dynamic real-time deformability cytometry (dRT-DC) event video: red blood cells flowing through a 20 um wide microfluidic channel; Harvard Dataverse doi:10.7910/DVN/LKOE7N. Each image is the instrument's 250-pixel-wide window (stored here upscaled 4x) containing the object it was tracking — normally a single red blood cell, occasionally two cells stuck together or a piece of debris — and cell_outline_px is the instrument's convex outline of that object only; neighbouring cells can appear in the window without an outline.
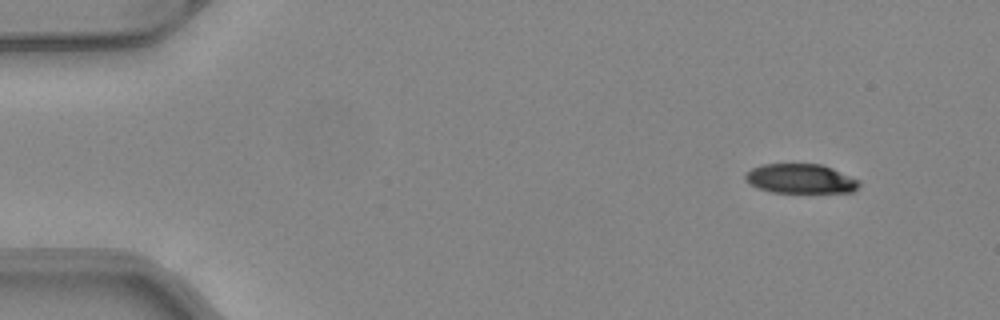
{"species": "common noctule bat (a hibernating species)", "species_latin": "Nyctalus noctula", "temperature_condition": "warm", "stored_images_in_passage": 46, "camera_frame_rate_fps": 3000, "um_per_image_px": 0.085, "animal": {"sex": "female", "body_mass_g": 24.6, "forearm_length_mm": 56.2}, "frame": {"image": 1, "passage_image": 1, "time_ms": 0.0, "image_size_px": [1000, 320], "cell_outline_px": [[860, 184], [852, 192], [772, 192], [756, 188], [748, 184], [744, 180], [744, 172], [752, 168], [764, 164], [820, 164], [832, 168], [860, 180]], "centroid_in_image_um": [67.99, 15.19], "position_along_channel_um": 17.0, "area_um2": 19.65}}
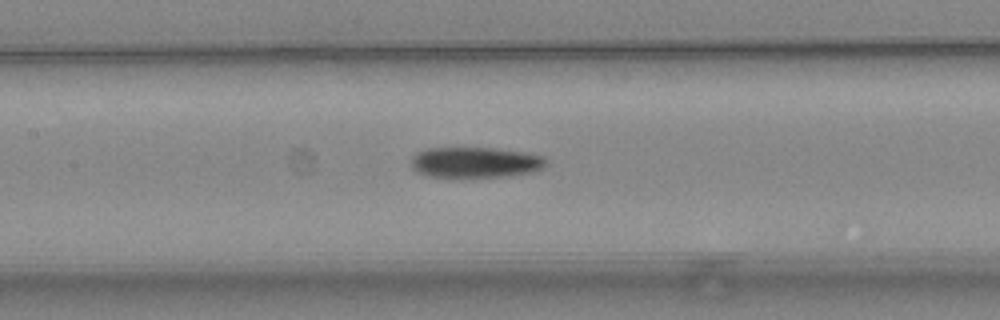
{"frame": {"image": 2, "passage_image": 20, "time_ms": 6.333, "image_size_px": [1000, 320], "cell_outline_px": [[548, 160], [540, 168], [528, 172], [512, 176], [452, 180], [448, 180], [428, 176], [416, 172], [412, 168], [412, 156], [416, 152], [428, 148], [492, 148], [524, 152], [540, 156]], "centroid_in_image_um": [40.29, 13.85], "position_along_channel_um": 167.1, "area_um2": 24.91}}
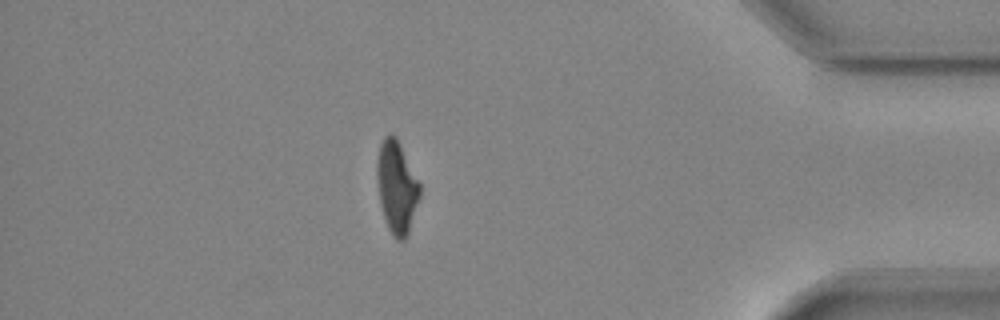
{"frame": {"image": 3, "passage_image": 40, "time_ms": 13.0, "image_size_px": [1000, 320], "cell_outline_px": [[420, 196], [408, 232], [404, 240], [396, 240], [392, 236], [388, 228], [380, 204], [376, 176], [376, 160], [380, 144], [384, 136], [392, 132], [396, 136], [420, 184]], "centroid_in_image_um": [33.69, 15.87], "position_along_channel_um": 401.5, "area_um2": 23.0}, "authors_computed_cell_mechanics": {"area_um2": 23.9003, "velocity_mm_per_s": 4.1184, "shape_relaxation_time_tau1_ms": 3.1323, "shape_relaxation_time_tau2_ms": null, "deformation_change_tau1": 0.1802, "deformation_change_tau2": null}}